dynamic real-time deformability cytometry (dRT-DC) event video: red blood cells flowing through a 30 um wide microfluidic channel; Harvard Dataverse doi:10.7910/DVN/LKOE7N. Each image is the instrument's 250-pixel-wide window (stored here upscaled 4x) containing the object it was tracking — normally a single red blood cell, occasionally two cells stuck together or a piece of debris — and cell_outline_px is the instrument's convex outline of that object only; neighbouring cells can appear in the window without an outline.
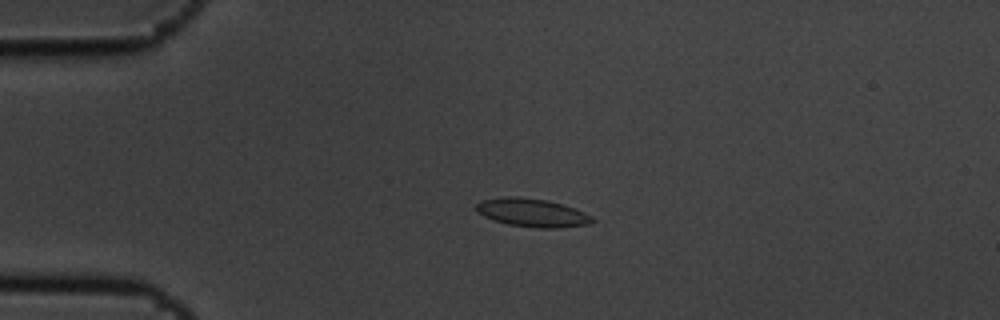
{"species": "common noctule bat (a hibernating species)", "species_latin": "Nyctalus noctula", "temperature_condition": "cold", "stored_images_in_passage": 4, "camera_frame_rate_fps": 3000, "um_per_image_px": 0.085, "animal": {"sex": "male", "body_mass_g": 19.5, "forearm_length_mm": 54.6}, "frame": {"image": 1, "passage_image": 3, "time_ms": 0.667, "image_size_px": [1000, 320], "cell_outline_px": [[596, 220], [592, 224], [556, 228], [536, 228], [508, 224], [484, 216], [476, 212], [476, 204], [480, 200], [504, 196], [520, 196], [548, 200], [576, 208], [592, 216]], "centroid_in_image_um": [45.26, 18.07], "position_along_channel_um": 39.7, "area_um2": 19.42}}